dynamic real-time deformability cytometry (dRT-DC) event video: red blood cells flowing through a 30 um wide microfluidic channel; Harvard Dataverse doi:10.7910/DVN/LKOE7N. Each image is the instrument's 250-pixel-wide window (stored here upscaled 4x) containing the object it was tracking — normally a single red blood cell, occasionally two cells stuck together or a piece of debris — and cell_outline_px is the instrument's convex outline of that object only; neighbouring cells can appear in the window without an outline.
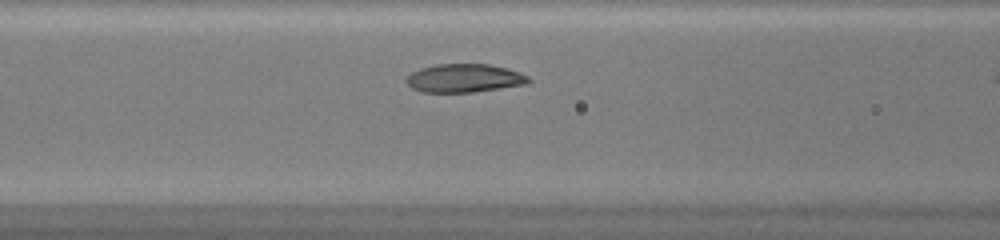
{"species": "common noctule bat (a hibernating species)", "species_latin": "Nyctalus noctula", "temperature_condition": "warm", "stored_images_in_passage": 10, "camera_frame_rate_fps": 3000, "um_per_image_px": 0.085, "animal": {"sex": "female", "body_mass_g": 20.0, "forearm_length_mm": 54.0}, "frame": {"image": 1, "passage_image": 9, "time_ms": 2.667, "image_size_px": [1000, 240], "cell_outline_px": [[532, 80], [528, 84], [472, 92], [420, 92], [412, 88], [404, 80], [412, 72], [420, 68], [436, 64], [488, 64], [520, 72], [528, 76]], "centroid_in_image_um": [39.46, 6.65], "position_along_channel_um": 127.1, "area_um2": 20.23}}